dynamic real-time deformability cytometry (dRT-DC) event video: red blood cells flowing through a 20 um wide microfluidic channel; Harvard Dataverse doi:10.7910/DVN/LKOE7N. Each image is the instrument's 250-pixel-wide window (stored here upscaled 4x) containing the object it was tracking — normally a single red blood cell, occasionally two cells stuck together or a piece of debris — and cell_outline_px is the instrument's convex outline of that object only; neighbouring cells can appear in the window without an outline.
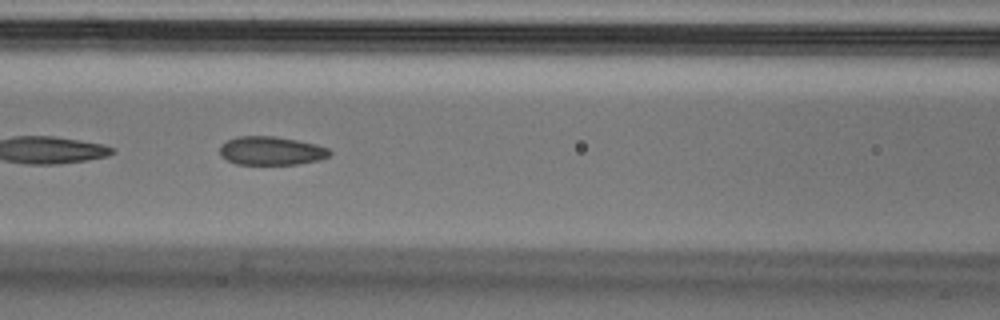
{"species": "Egyptian fruit bat (a non-hibernating species)", "species_latin": "Rousettus aegyptiacus", "temperature_condition": "cold", "stored_images_in_passage": 17, "camera_frame_rate_fps": 3000, "um_per_image_px": 0.085, "animal": {"sex": "male"}, "frame": {"image": 1, "passage_image": 8, "time_ms": 2.333, "image_size_px": [1000, 320], "cell_outline_px": [[332, 152], [328, 156], [320, 160], [296, 164], [236, 164], [220, 156], [220, 144], [236, 136], [276, 136], [316, 144], [328, 148]], "centroid_in_image_um": [23.04, 12.81], "position_along_channel_um": 143.6, "area_um2": 18.32}}
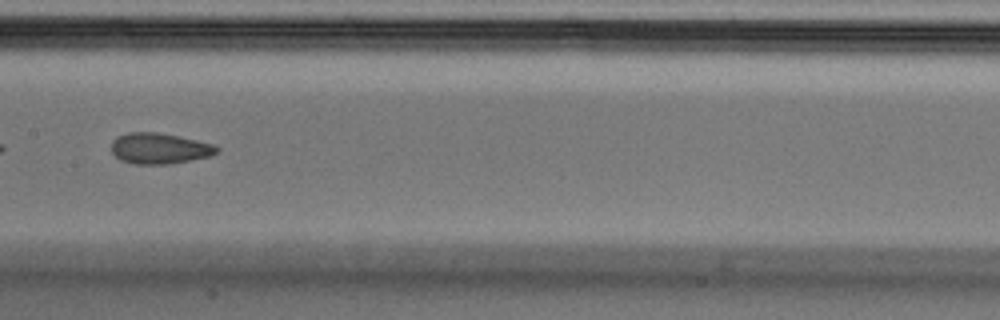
{"frame": {"image": 2, "passage_image": 12, "time_ms": 3.667, "image_size_px": [1000, 320], "cell_outline_px": [[220, 148], [212, 156], [172, 164], [132, 164], [120, 160], [112, 152], [112, 140], [116, 136], [128, 132], [156, 132], [180, 136], [212, 144]], "centroid_in_image_um": [13.54, 12.62], "position_along_channel_um": 193.9, "area_um2": 19.13}}
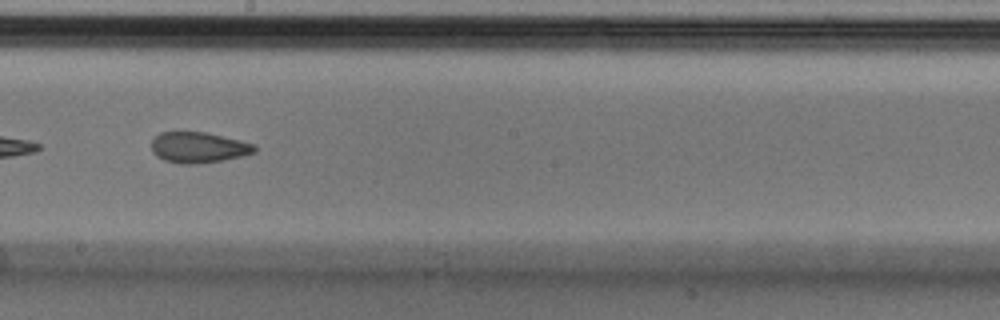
{"frame": {"image": 3, "passage_image": 15, "time_ms": 4.667, "image_size_px": [1000, 320], "cell_outline_px": [[256, 152], [224, 160], [196, 164], [180, 164], [164, 160], [156, 156], [152, 152], [152, 140], [160, 132], [204, 132], [240, 140], [256, 144]], "centroid_in_image_um": [16.87, 12.54], "position_along_channel_um": 231.3, "area_um2": 18.5}}